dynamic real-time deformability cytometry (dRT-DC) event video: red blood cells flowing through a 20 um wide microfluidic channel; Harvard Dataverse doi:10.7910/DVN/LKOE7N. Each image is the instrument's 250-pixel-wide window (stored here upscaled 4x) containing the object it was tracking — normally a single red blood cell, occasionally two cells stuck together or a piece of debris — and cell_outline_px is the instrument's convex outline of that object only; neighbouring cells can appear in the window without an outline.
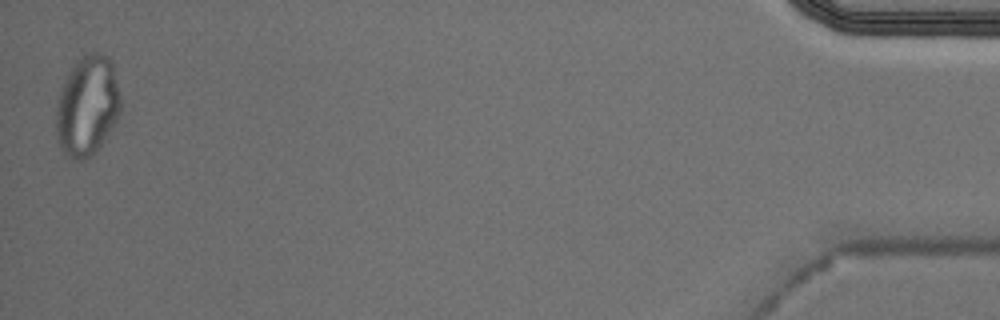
{"species": "Egyptian fruit bat (a non-hibernating species)", "species_latin": "Rousettus aegyptiacus", "temperature_condition": "cold", "stored_images_in_passage": 53, "camera_frame_rate_fps": 3000, "um_per_image_px": 0.085, "animal": {"sex": "male"}, "frame": {"image": 1, "passage_image": 53, "time_ms": 17.333, "image_size_px": [1000, 320], "cell_outline_px": [[120, 112], [112, 128], [100, 144], [84, 160], [72, 160], [64, 152], [56, 140], [56, 108], [60, 92], [72, 68], [84, 56], [92, 52], [100, 52], [108, 56], [112, 64], [120, 96]], "centroid_in_image_um": [7.41, 9.02], "position_along_channel_um": 427.8, "area_um2": 36.82}, "authors_computed_cell_mechanics": {"area_um2": 22.3686, "velocity_mm_per_s": 3.6919, "shape_relaxation_time_tau1_ms": null, "shape_relaxation_time_tau2_ms": 3.2686, "deformation_change_tau1": null, "deformation_change_tau2": 0.091}}